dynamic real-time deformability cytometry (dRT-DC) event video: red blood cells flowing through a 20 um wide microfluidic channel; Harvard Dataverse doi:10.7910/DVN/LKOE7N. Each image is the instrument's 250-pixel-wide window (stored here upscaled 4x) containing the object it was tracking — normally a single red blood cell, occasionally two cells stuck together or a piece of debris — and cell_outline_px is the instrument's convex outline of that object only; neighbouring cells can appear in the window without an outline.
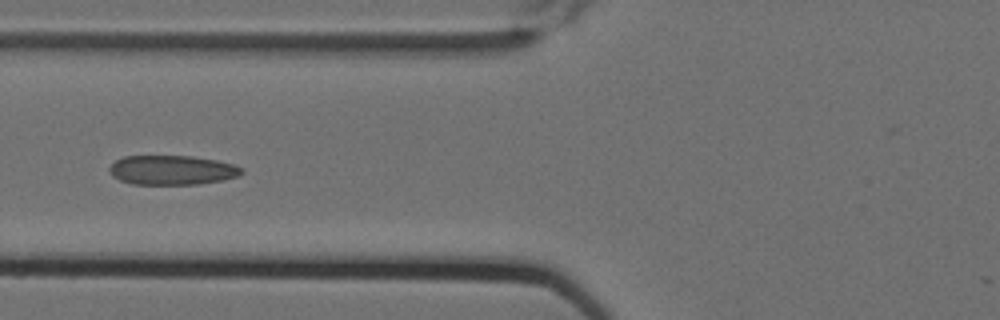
{"species": "Egyptian fruit bat (a non-hibernating species)", "species_latin": "Rousettus aegyptiacus", "temperature_condition": "cold", "stored_images_in_passage": 13, "camera_frame_rate_fps": 3000, "um_per_image_px": 0.085, "animal": {"sex": "female"}, "frame": {"image": 1, "passage_image": 7, "time_ms": 2.0, "image_size_px": [1000, 320], "cell_outline_px": [[244, 172], [240, 176], [200, 184], [132, 184], [120, 180], [112, 176], [108, 168], [116, 160], [124, 156], [192, 156], [216, 160], [232, 164], [244, 168]], "centroid_in_image_um": [14.63, 14.45], "position_along_channel_um": 111.2, "area_um2": 22.72}}
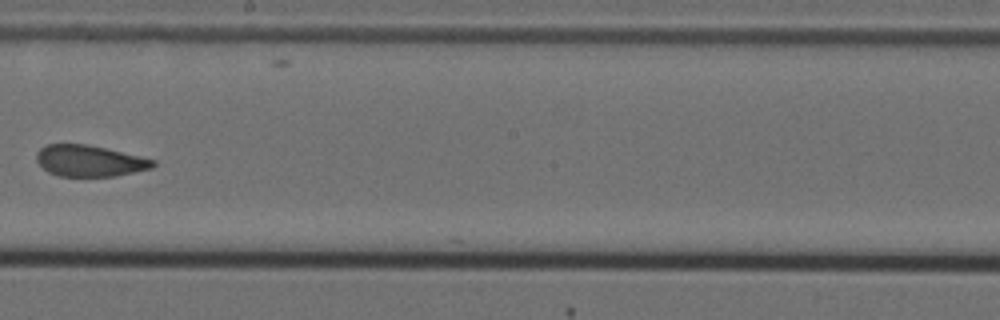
{"frame": {"image": 2, "passage_image": 10, "time_ms": 3.0, "image_size_px": [1000, 320], "cell_outline_px": [[156, 164], [152, 168], [116, 176], [60, 176], [48, 172], [36, 160], [36, 152], [40, 148], [48, 144], [88, 144], [140, 156], [156, 160]], "centroid_in_image_um": [7.62, 13.67], "position_along_channel_um": 240.6, "area_um2": 21.21}}
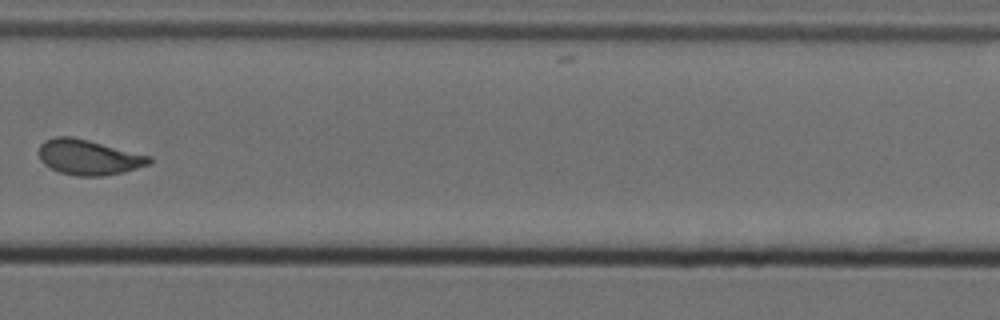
{"frame": {"image": 3, "passage_image": 12, "time_ms": 3.667, "image_size_px": [1000, 320], "cell_outline_px": [[152, 164], [124, 172], [104, 176], [76, 176], [60, 172], [44, 164], [40, 160], [40, 144], [44, 140], [56, 136], [72, 136], [152, 156]], "centroid_in_image_um": [7.57, 13.37], "position_along_channel_um": 322.2, "area_um2": 22.77}}